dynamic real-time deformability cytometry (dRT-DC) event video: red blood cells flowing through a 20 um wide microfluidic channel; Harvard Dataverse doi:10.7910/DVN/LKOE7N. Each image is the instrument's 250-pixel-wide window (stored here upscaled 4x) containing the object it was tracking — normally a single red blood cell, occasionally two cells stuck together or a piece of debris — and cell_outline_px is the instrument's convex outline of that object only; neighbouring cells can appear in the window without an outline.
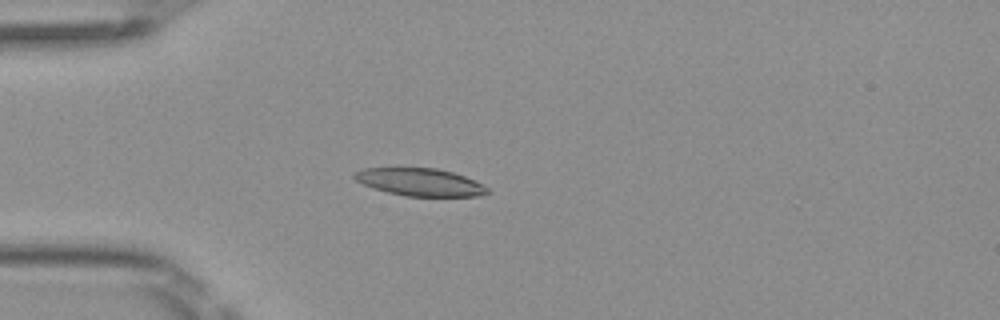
{"species": "Egyptian fruit bat (a non-hibernating species)", "species_latin": "Rousettus aegyptiacus", "temperature_condition": "room temperature", "stored_images_in_passage": 5, "camera_frame_rate_fps": 3000, "um_per_image_px": 0.085, "frame": {"image": 1, "passage_image": 3, "time_ms": 0.667, "image_size_px": [1000, 320], "cell_outline_px": [[492, 192], [480, 196], [404, 196], [372, 188], [356, 180], [352, 176], [352, 172], [364, 168], [436, 168], [452, 172], [464, 176], [488, 188]], "centroid_in_image_um": [35.67, 15.48], "position_along_channel_um": 49.3, "area_um2": 21.33}}
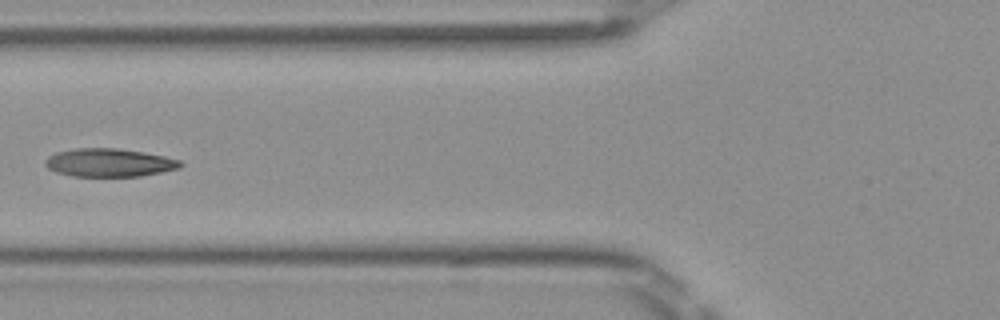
{"frame": {"image": 2, "passage_image": 5, "time_ms": 1.333, "image_size_px": [1000, 320], "cell_outline_px": [[184, 164], [180, 168], [140, 176], [72, 176], [56, 172], [48, 168], [44, 164], [44, 160], [48, 156], [56, 152], [76, 148], [116, 148], [144, 152], [164, 156], [180, 160]], "centroid_in_image_um": [9.27, 13.82], "position_along_channel_um": 116.5, "area_um2": 22.25}}